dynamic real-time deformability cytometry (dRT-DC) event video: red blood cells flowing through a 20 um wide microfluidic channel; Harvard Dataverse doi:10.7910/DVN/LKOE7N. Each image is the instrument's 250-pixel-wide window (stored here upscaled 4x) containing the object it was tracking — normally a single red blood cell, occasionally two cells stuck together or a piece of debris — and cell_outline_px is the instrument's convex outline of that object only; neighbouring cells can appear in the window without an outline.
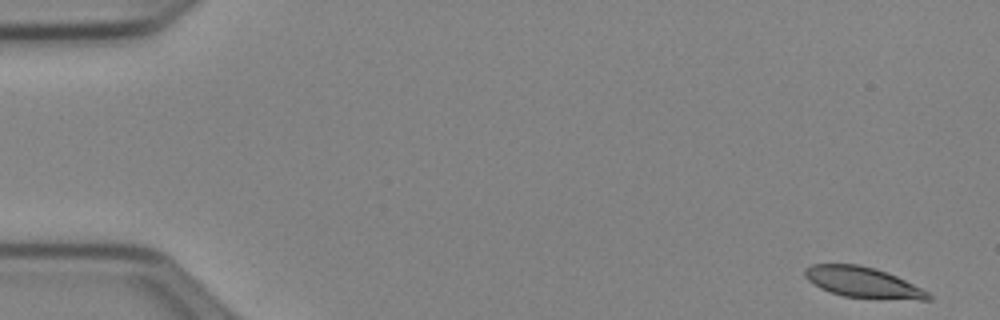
{"species": "Egyptian fruit bat (a non-hibernating species)", "species_latin": "Rousettus aegyptiacus", "temperature_condition": "cold", "stored_images_in_passage": 51, "camera_frame_rate_fps": 3000, "um_per_image_px": 0.085, "animal": {"sex": "female"}, "frame": {"image": 1, "passage_image": 1, "time_ms": 0.0, "image_size_px": [1000, 320], "cell_outline_px": [[932, 300], [920, 300], [844, 296], [820, 288], [808, 280], [804, 276], [804, 268], [812, 264], [856, 264], [876, 268], [896, 276], [928, 292], [932, 296]], "centroid_in_image_um": [73.32, 23.99], "position_along_channel_um": 11.7, "area_um2": 21.73}}
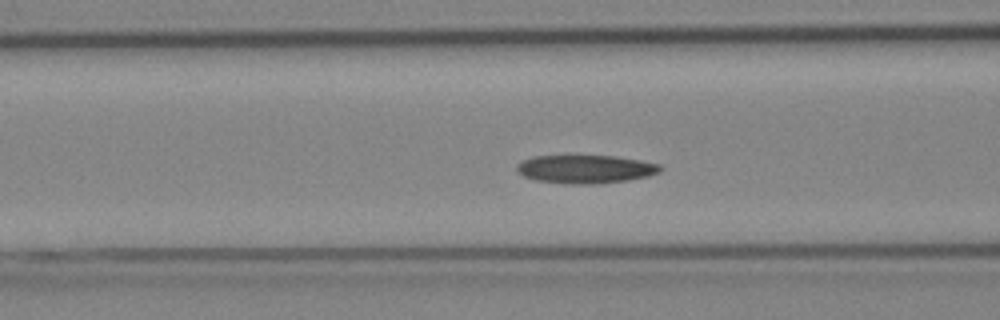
{"frame": {"image": 2, "passage_image": 20, "time_ms": 6.333, "image_size_px": [1000, 320], "cell_outline_px": [[664, 168], [660, 172], [648, 176], [628, 180], [596, 184], [568, 184], [536, 180], [524, 176], [516, 172], [516, 164], [532, 156], [616, 156], [640, 160], [660, 164]], "centroid_in_image_um": [49.78, 14.38], "position_along_channel_um": 116.8, "area_um2": 23.81}}
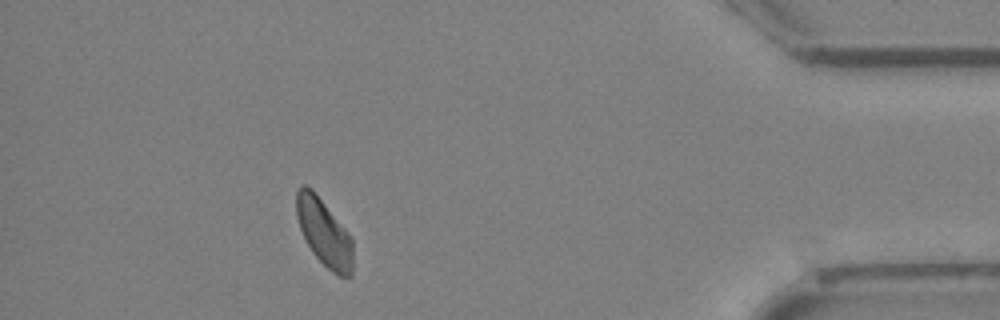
{"frame": {"image": 3, "passage_image": 46, "time_ms": 15.0, "image_size_px": [1000, 320], "cell_outline_px": [[352, 276], [336, 276], [312, 252], [300, 228], [296, 216], [296, 192], [300, 184], [304, 184], [312, 188], [344, 228], [352, 240]], "centroid_in_image_um": [27.52, 19.74], "position_along_channel_um": 407.7, "area_um2": 21.79}}